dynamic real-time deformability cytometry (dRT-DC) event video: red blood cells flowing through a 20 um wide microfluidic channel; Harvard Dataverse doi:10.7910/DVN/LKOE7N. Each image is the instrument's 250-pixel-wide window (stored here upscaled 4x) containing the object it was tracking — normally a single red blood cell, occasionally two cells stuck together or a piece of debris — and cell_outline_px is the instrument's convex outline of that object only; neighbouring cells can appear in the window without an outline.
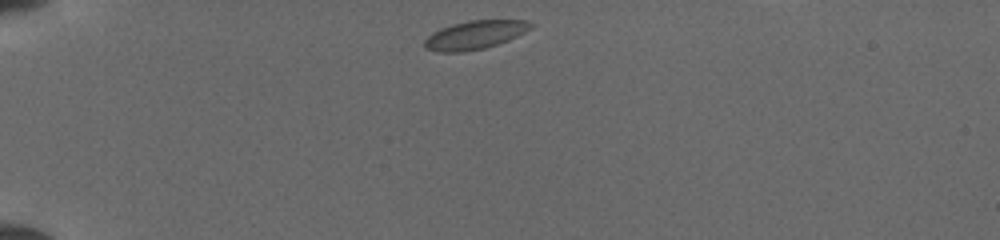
{"species": "common noctule bat (a hibernating species)", "species_latin": "Nyctalus noctula", "temperature_condition": "cold", "stored_images_in_passage": 35, "camera_frame_rate_fps": 3000, "um_per_image_px": 0.085, "animal": {"sex": "female", "body_mass_g": 19.5, "forearm_length_mm": 54.1}, "frame": {"image": 1, "passage_image": 1, "time_ms": 0.0, "image_size_px": [1000, 240], "cell_outline_px": [[536, 24], [532, 28], [508, 40], [484, 48], [464, 52], [440, 52], [424, 48], [424, 40], [432, 32], [440, 28], [452, 24], [468, 20], [528, 20]], "centroid_in_image_um": [40.36, 2.96], "position_along_channel_um": 44.6, "area_um2": 17.74}}